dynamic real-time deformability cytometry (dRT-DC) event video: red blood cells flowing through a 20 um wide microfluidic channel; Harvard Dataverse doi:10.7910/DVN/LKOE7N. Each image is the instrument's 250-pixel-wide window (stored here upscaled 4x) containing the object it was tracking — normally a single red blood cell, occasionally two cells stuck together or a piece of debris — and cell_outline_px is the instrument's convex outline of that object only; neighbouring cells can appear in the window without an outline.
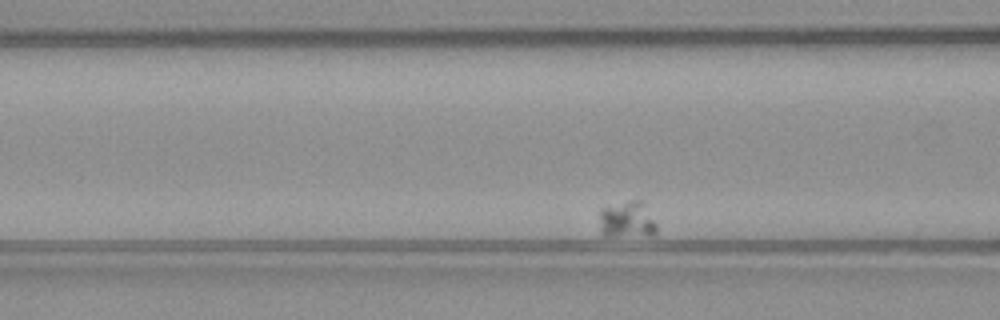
{"species": "common noctule bat (a hibernating species)", "species_latin": "Nyctalus noctula", "temperature_condition": "warm", "stored_images_in_passage": 34, "camera_frame_rate_fps": 3000, "um_per_image_px": 0.085, "animal": {"sex": "male", "body_mass_g": 23.1, "forearm_length_mm": 52.7}, "frame": {"image": 1, "passage_image": 5, "time_ms": 1.333, "image_size_px": [1000, 320], "cell_outline_px": [[656, 232], [652, 236], [604, 236], [600, 232], [600, 208], [632, 200], [640, 200], [656, 224]], "centroid_in_image_um": [53.27, 18.71], "position_along_channel_um": 113.3, "area_um2": 12.14}}